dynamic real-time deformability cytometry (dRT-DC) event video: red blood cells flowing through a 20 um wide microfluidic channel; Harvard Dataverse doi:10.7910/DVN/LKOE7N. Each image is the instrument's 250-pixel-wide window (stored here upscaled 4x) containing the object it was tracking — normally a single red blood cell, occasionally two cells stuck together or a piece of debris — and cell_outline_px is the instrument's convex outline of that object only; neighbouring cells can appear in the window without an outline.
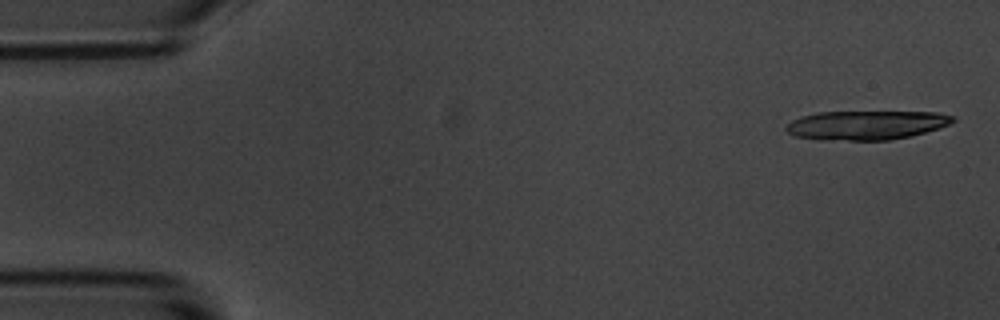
{"species": "common noctule bat (a hibernating species)", "species_latin": "Nyctalus noctula", "temperature_condition": "room temperature", "stored_images_in_passage": 4, "camera_frame_rate_fps": 3000, "um_per_image_px": 0.085, "animal": {"sex": "male", "body_mass_g": 20.1, "forearm_length_mm": 53.5}, "frame": {"image": 1, "passage_image": 1, "time_ms": 0.0, "image_size_px": [1000, 320], "cell_outline_px": [[956, 120], [940, 128], [912, 136], [888, 140], [820, 140], [792, 136], [784, 128], [792, 120], [800, 116], [816, 112], [940, 112], [956, 116]], "centroid_in_image_um": [73.63, 10.63], "position_along_channel_um": 11.4, "area_um2": 28.61}}